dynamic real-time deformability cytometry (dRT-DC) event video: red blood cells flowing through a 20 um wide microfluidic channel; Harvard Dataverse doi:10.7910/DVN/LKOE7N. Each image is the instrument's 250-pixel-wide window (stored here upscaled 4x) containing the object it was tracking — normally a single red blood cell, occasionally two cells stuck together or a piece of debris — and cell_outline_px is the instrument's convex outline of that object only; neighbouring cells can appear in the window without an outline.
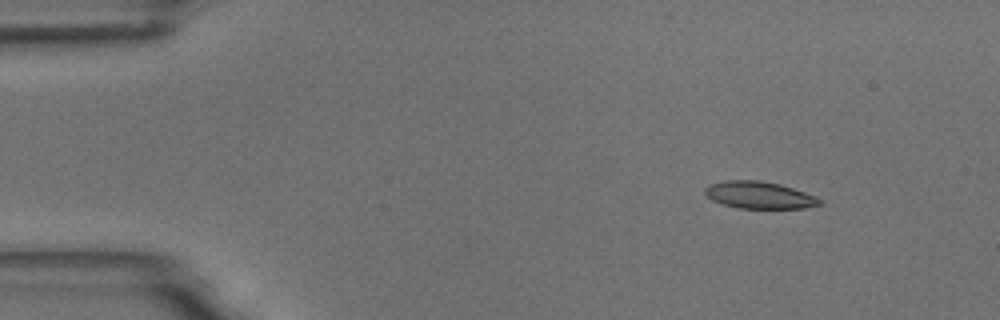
{"species": "common noctule bat (a hibernating species)", "species_latin": "Nyctalus noctula", "temperature_condition": "room temperature", "stored_images_in_passage": 3, "camera_frame_rate_fps": 3000, "um_per_image_px": 0.085, "animal": {"sex": "male", "body_mass_g": 18.8}, "frame": {"image": 1, "passage_image": 1, "time_ms": 0.0, "image_size_px": [1000, 320], "cell_outline_px": [[824, 204], [804, 208], [740, 208], [724, 204], [712, 200], [704, 192], [704, 188], [708, 184], [724, 180], [760, 180], [780, 184], [816, 196], [824, 200]], "centroid_in_image_um": [64.56, 16.57], "position_along_channel_um": 20.4, "area_um2": 18.21}}